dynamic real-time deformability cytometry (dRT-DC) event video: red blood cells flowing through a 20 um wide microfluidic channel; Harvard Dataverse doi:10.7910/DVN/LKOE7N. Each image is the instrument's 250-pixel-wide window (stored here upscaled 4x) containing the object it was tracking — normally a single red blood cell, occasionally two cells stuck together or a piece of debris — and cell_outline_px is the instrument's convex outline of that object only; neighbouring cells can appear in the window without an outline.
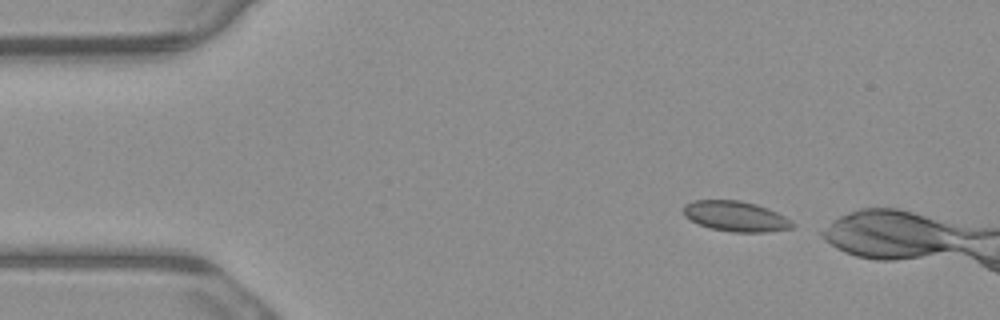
{"species": "common noctule bat (a hibernating species)", "species_latin": "Nyctalus noctula", "temperature_condition": "warm", "stored_images_in_passage": 3, "camera_frame_rate_fps": 3000, "um_per_image_px": 0.085, "animal": {"sex": "male", "body_mass_g": 23.1, "forearm_length_mm": 52.7}, "frame": {"image": 1, "passage_image": 1, "time_ms": 0.0, "image_size_px": [1000, 320], "cell_outline_px": [[796, 224], [792, 228], [764, 232], [732, 232], [712, 228], [700, 224], [684, 216], [684, 204], [692, 200], [740, 200], [756, 204], [768, 208], [792, 220]], "centroid_in_image_um": [62.55, 18.37], "position_along_channel_um": 22.4, "area_um2": 19.19}}